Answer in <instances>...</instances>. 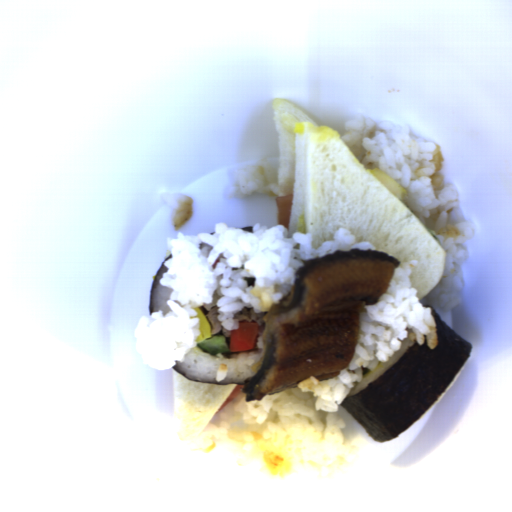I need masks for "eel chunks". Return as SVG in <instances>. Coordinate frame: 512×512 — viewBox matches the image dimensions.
Returning a JSON list of instances; mask_svg holds the SVG:
<instances>
[{
	"mask_svg": "<svg viewBox=\"0 0 512 512\" xmlns=\"http://www.w3.org/2000/svg\"><path fill=\"white\" fill-rule=\"evenodd\" d=\"M400 265L380 250L352 248L298 268L290 293L264 318L263 354L242 387L246 402L297 388L309 377L322 382L344 372L365 307L379 302Z\"/></svg>",
	"mask_w": 512,
	"mask_h": 512,
	"instance_id": "4dd315ae",
	"label": "eel chunks"
}]
</instances>
